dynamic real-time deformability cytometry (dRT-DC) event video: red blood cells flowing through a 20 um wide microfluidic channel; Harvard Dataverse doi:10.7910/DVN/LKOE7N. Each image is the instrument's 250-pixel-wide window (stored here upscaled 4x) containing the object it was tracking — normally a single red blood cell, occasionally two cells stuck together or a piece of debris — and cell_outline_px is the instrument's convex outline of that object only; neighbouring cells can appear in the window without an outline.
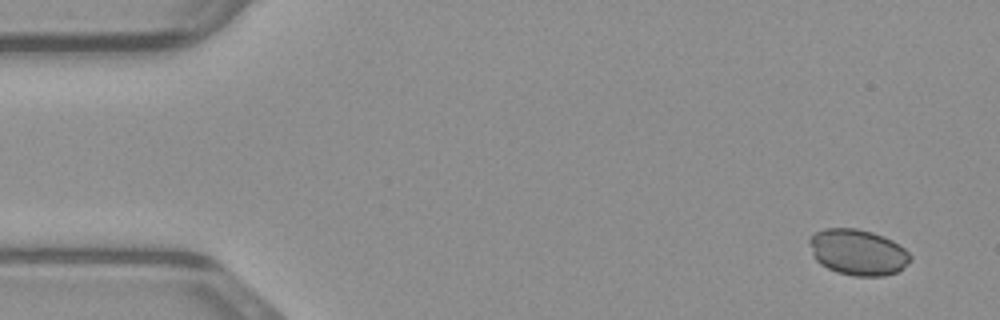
{"species": "common noctule bat (a hibernating species)", "species_latin": "Nyctalus noctula", "temperature_condition": "warm", "stored_images_in_passage": 48, "camera_frame_rate_fps": 3000, "um_per_image_px": 0.085, "animal": {"sex": "male", "body_mass_g": 23.1, "forearm_length_mm": 52.7}, "frame": {"image": 1, "passage_image": 2, "time_ms": 0.333, "image_size_px": [1000, 320], "cell_outline_px": [[912, 260], [896, 272], [884, 276], [852, 276], [836, 272], [820, 264], [812, 256], [808, 240], [816, 232], [824, 228], [856, 228], [872, 232], [884, 236], [892, 240], [904, 248], [912, 256]], "centroid_in_image_um": [72.91, 21.44], "position_along_channel_um": 12.1, "area_um2": 27.17}}
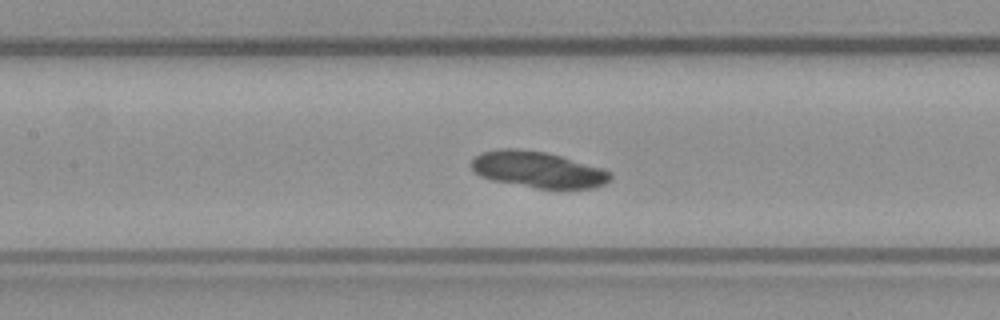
{"frame": {"image": 2, "passage_image": 21, "time_ms": 6.667, "image_size_px": [1000, 320], "cell_outline_px": [[612, 180], [596, 188], [536, 188], [492, 180], [480, 176], [472, 168], [472, 160], [480, 152], [500, 148], [516, 148], [544, 152], [560, 156], [604, 168], [612, 172]], "centroid_in_image_um": [45.76, 14.41], "position_along_channel_um": 161.6, "area_um2": 29.36}}
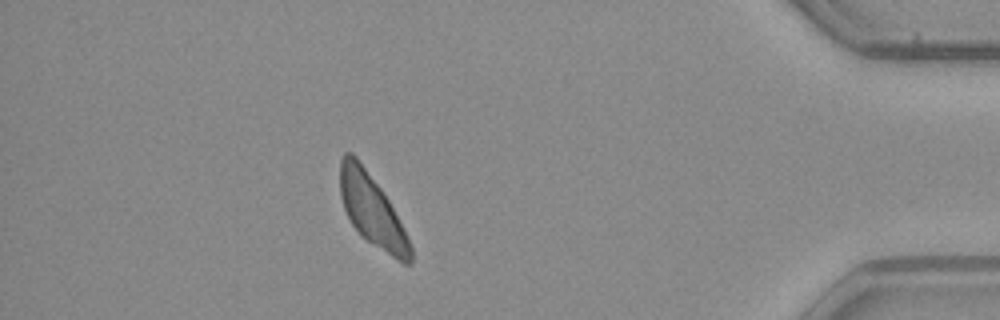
{"frame": {"image": 3, "passage_image": 42, "time_ms": 13.667, "image_size_px": [1000, 320], "cell_outline_px": [[412, 264], [404, 264], [396, 260], [360, 236], [352, 224], [344, 208], [340, 196], [340, 160], [344, 152], [352, 152], [356, 156], [384, 192], [412, 248]], "centroid_in_image_um": [31.59, 17.87], "position_along_channel_um": 403.6, "area_um2": 29.07}}